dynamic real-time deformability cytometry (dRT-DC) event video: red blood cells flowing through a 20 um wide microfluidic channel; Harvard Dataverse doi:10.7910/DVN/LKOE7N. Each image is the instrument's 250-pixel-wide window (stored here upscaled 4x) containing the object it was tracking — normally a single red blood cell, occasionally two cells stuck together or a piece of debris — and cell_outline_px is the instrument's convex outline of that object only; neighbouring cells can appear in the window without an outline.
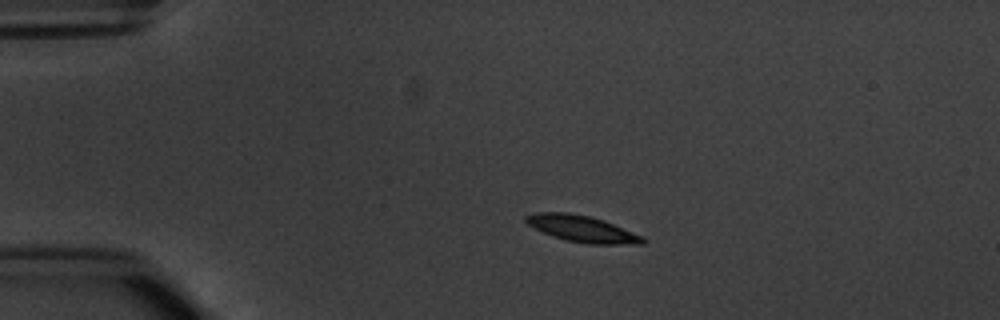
{"species": "common noctule bat (a hibernating species)", "species_latin": "Nyctalus noctula", "temperature_condition": "warm", "stored_images_in_passage": 4, "camera_frame_rate_fps": 3000, "um_per_image_px": 0.085, "animal": {"sex": "male", "body_mass_g": 20.1, "forearm_length_mm": 53.5}, "frame": {"image": 1, "passage_image": 3, "time_ms": 2.667, "image_size_px": [1000, 320], "cell_outline_px": [[648, 240], [644, 244], [588, 244], [564, 240], [552, 236], [528, 224], [524, 220], [524, 216], [536, 212], [568, 212], [588, 216], [604, 220], [644, 236]], "centroid_in_image_um": [49.52, 19.45], "position_along_channel_um": 35.5, "area_um2": 18.15}}